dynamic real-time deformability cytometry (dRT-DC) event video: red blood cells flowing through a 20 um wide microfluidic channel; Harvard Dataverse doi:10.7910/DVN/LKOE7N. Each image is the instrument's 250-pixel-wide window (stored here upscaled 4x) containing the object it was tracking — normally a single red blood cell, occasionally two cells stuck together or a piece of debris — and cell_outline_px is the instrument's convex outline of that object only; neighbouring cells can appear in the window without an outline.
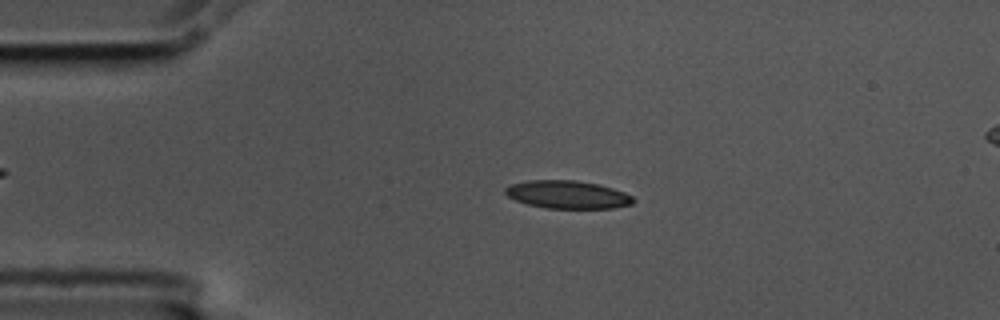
{"species": "common noctule bat (a hibernating species)", "species_latin": "Nyctalus noctula", "temperature_condition": "cold", "stored_images_in_passage": 49, "camera_frame_rate_fps": 3000, "um_per_image_px": 0.085, "animal": {"sex": "male", "body_mass_g": 17.5, "forearm_length_mm": 52.3}, "frame": {"image": 1, "passage_image": 5, "time_ms": 1.333, "image_size_px": [1000, 320], "cell_outline_px": [[636, 200], [632, 204], [612, 208], [548, 208], [528, 204], [516, 200], [508, 196], [504, 192], [504, 188], [508, 184], [528, 180], [576, 180], [596, 184], [612, 188], [624, 192], [632, 196]], "centroid_in_image_um": [48.22, 16.53], "position_along_channel_um": 36.8, "area_um2": 20.81}}
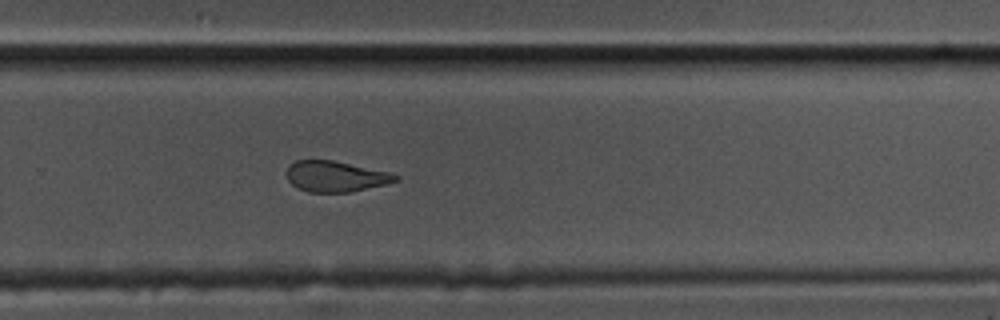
{"frame": {"image": 2, "passage_image": 30, "time_ms": 9.667, "image_size_px": [1000, 320], "cell_outline_px": [[400, 180], [384, 184], [348, 192], [308, 192], [296, 188], [288, 180], [284, 172], [288, 164], [296, 160], [332, 160], [388, 172], [400, 176]], "centroid_in_image_um": [28.44, 14.99], "position_along_channel_um": 301.4, "area_um2": 19.54}}
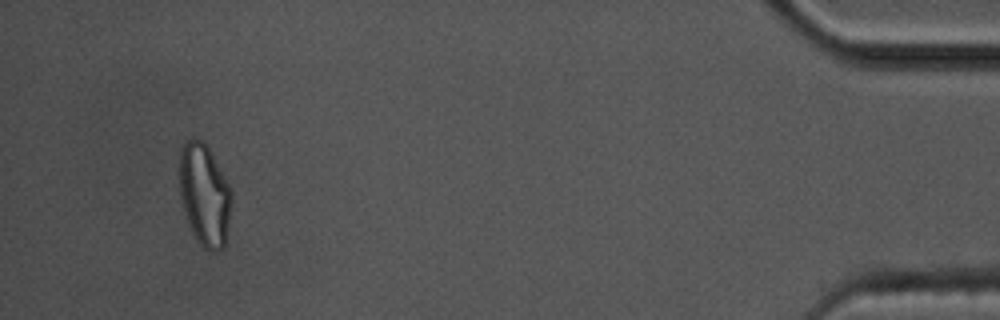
{"frame": {"image": 3, "passage_image": 46, "time_ms": 15.0, "image_size_px": [1000, 320], "cell_outline_px": [[232, 204], [224, 244], [216, 252], [212, 252], [204, 248], [200, 244], [192, 232], [188, 224], [184, 212], [180, 196], [180, 148], [184, 140], [192, 136], [204, 140], [228, 184], [232, 192]], "centroid_in_image_um": [17.36, 16.52], "position_along_channel_um": 417.8, "area_um2": 31.04}, "authors_computed_cell_mechanics": {"area_um2": 20.9814, "velocity_mm_per_s": 3.5632, "shape_relaxation_time_tau1_ms": 4.9975, "shape_relaxation_time_tau2_ms": 2.4639, "deformation_change_tau1": 0.1647, "deformation_change_tau2": 0.1063}}